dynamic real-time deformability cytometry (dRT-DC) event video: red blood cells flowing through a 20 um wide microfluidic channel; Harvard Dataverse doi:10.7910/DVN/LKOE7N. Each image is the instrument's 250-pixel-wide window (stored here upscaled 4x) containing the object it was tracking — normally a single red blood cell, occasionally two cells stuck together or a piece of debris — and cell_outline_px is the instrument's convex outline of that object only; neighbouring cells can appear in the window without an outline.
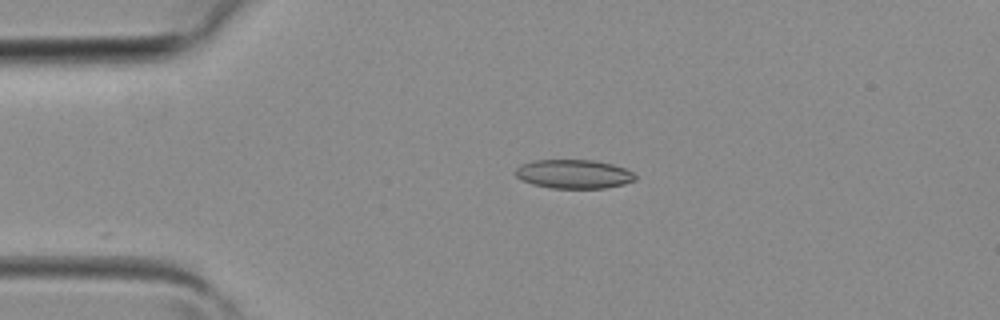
{"species": "common noctule bat (a hibernating species)", "species_latin": "Nyctalus noctula", "temperature_condition": "room temperature", "stored_images_in_passage": 2, "camera_frame_rate_fps": 3000, "um_per_image_px": 0.085, "animal": {"sex": "female", "body_mass_g": 19.3, "forearm_length_mm": 54.1}, "frame": {"image": 1, "passage_image": 2, "time_ms": 0.333, "image_size_px": [1000, 320], "cell_outline_px": [[636, 180], [624, 184], [604, 188], [548, 188], [532, 184], [516, 176], [512, 172], [520, 164], [532, 160], [596, 160], [612, 164], [624, 168], [632, 172], [636, 176]], "centroid_in_image_um": [48.74, 14.79], "position_along_channel_um": 36.3, "area_um2": 20.35}}